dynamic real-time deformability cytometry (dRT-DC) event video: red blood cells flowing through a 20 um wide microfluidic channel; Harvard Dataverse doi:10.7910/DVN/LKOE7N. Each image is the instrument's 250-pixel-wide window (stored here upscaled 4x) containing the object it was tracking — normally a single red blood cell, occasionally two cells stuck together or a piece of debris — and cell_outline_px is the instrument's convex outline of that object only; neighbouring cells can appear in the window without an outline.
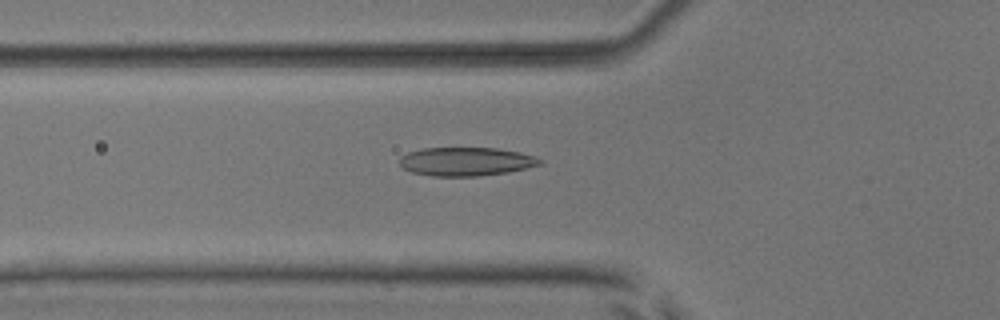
{"species": "common noctule bat (a hibernating species)", "species_latin": "Nyctalus noctula", "temperature_condition": "room temperature", "stored_images_in_passage": 53, "camera_frame_rate_fps": 3000, "um_per_image_px": 0.085, "animal": {"sex": "male", "body_mass_g": 17.9, "forearm_length_mm": 54.2}, "frame": {"image": 1, "passage_image": 19, "time_ms": 6.0, "image_size_px": [1000, 320], "cell_outline_px": [[544, 160], [540, 164], [508, 172], [476, 176], [432, 176], [412, 172], [404, 168], [400, 164], [400, 156], [408, 152], [424, 148], [496, 148], [520, 152], [536, 156]], "centroid_in_image_um": [39.61, 13.72], "position_along_channel_um": 86.2, "area_um2": 23.29}}
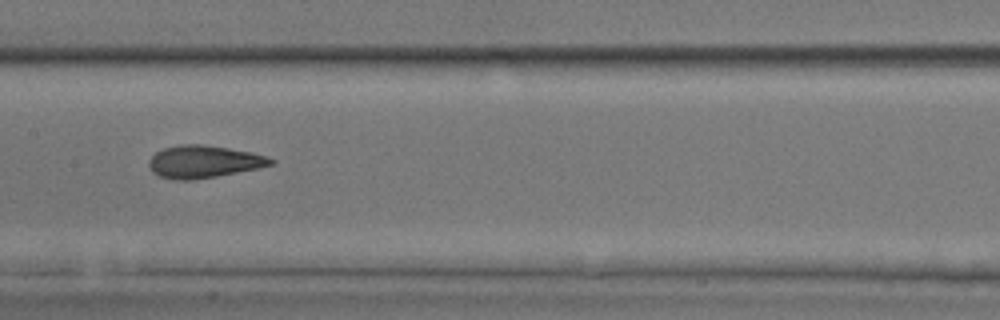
{"frame": {"image": 2, "passage_image": 27, "time_ms": 8.667, "image_size_px": [1000, 320], "cell_outline_px": [[276, 160], [272, 164], [256, 168], [216, 176], [192, 180], [172, 180], [160, 176], [152, 172], [148, 164], [148, 160], [156, 152], [164, 148], [180, 144], [204, 144], [252, 152]], "centroid_in_image_um": [17.26, 13.74], "position_along_channel_um": 190.1, "area_um2": 22.89}}
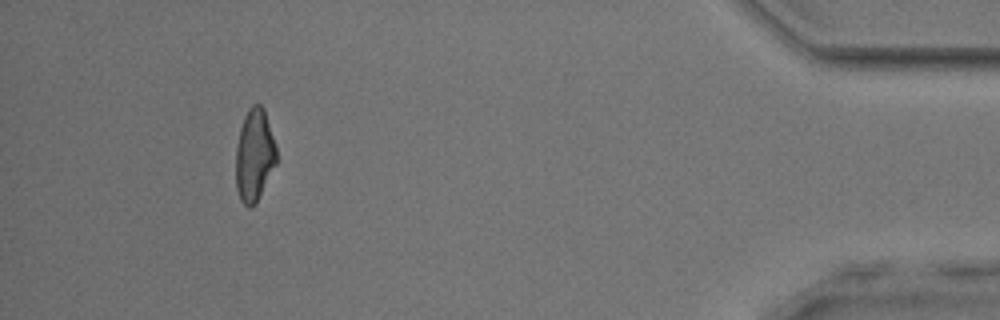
{"frame": {"image": 3, "passage_image": 49, "time_ms": 16.0, "image_size_px": [1000, 320], "cell_outline_px": [[276, 164], [256, 204], [252, 208], [248, 208], [240, 200], [236, 188], [236, 148], [240, 128], [244, 116], [248, 108], [252, 104], [260, 104], [264, 108], [276, 144]], "centroid_in_image_um": [21.62, 13.2], "position_along_channel_um": 413.6, "area_um2": 22.14}, "authors_computed_cell_mechanics": {"area_um2": 22.831, "velocity_mm_per_s": 3.8815, "shape_relaxation_time_tau1_ms": 3.7811, "shape_relaxation_time_tau2_ms": 1.8943, "deformation_change_tau1": 0.1432, "deformation_change_tau2": 0.0846}}